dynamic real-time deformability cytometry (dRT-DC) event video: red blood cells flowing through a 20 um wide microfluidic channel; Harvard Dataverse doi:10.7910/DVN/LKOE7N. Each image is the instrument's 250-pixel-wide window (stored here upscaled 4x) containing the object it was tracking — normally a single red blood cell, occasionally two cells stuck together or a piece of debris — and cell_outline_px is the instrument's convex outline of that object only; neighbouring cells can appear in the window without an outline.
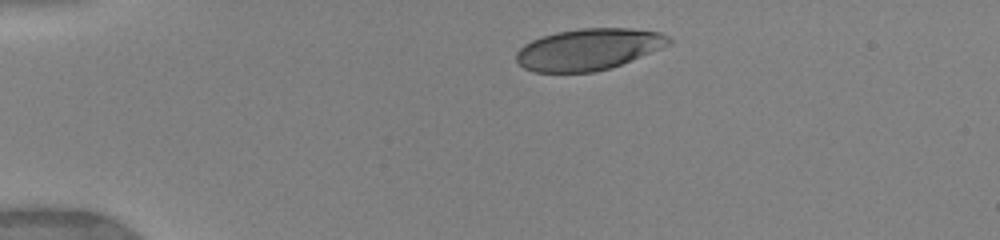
{"species": "human", "species_latin": "Homo sapiens", "temperature_condition": "warm", "stored_images_in_passage": 13, "camera_frame_rate_fps": 3000, "um_per_image_px": 0.085, "donor": {"sex": "female"}, "frame": {"image": 1, "passage_image": 1, "time_ms": 0.0, "image_size_px": [1000, 240], "cell_outline_px": [[672, 44], [620, 64], [608, 68], [592, 72], [532, 72], [524, 68], [516, 60], [516, 52], [524, 44], [532, 40], [556, 32], [580, 28], [628, 28], [660, 32], [668, 36], [672, 40]], "centroid_in_image_um": [50.02, 4.18], "position_along_channel_um": 35.0, "area_um2": 36.7}}